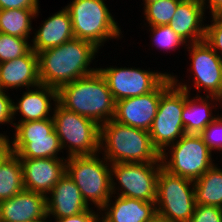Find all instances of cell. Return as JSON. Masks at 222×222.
I'll return each mask as SVG.
<instances>
[{"label": "cell", "mask_w": 222, "mask_h": 222, "mask_svg": "<svg viewBox=\"0 0 222 222\" xmlns=\"http://www.w3.org/2000/svg\"><path fill=\"white\" fill-rule=\"evenodd\" d=\"M100 51L93 43L74 37L60 46L37 53L41 84L58 90L94 73L98 70L95 58H99Z\"/></svg>", "instance_id": "cell-1"}, {"label": "cell", "mask_w": 222, "mask_h": 222, "mask_svg": "<svg viewBox=\"0 0 222 222\" xmlns=\"http://www.w3.org/2000/svg\"><path fill=\"white\" fill-rule=\"evenodd\" d=\"M57 102L99 126L114 118L116 102L99 70L57 90Z\"/></svg>", "instance_id": "cell-2"}, {"label": "cell", "mask_w": 222, "mask_h": 222, "mask_svg": "<svg viewBox=\"0 0 222 222\" xmlns=\"http://www.w3.org/2000/svg\"><path fill=\"white\" fill-rule=\"evenodd\" d=\"M99 153L112 163L161 162L149 131L114 119L100 125Z\"/></svg>", "instance_id": "cell-3"}, {"label": "cell", "mask_w": 222, "mask_h": 222, "mask_svg": "<svg viewBox=\"0 0 222 222\" xmlns=\"http://www.w3.org/2000/svg\"><path fill=\"white\" fill-rule=\"evenodd\" d=\"M107 0H72L66 4L75 38L93 43L100 50L112 40H122L124 30L111 13Z\"/></svg>", "instance_id": "cell-4"}, {"label": "cell", "mask_w": 222, "mask_h": 222, "mask_svg": "<svg viewBox=\"0 0 222 222\" xmlns=\"http://www.w3.org/2000/svg\"><path fill=\"white\" fill-rule=\"evenodd\" d=\"M184 51H187L185 56H188L190 62L186 70L189 73L186 75L188 81L170 72L173 83L192 95L217 97L222 94V58L204 40L187 44Z\"/></svg>", "instance_id": "cell-5"}, {"label": "cell", "mask_w": 222, "mask_h": 222, "mask_svg": "<svg viewBox=\"0 0 222 222\" xmlns=\"http://www.w3.org/2000/svg\"><path fill=\"white\" fill-rule=\"evenodd\" d=\"M100 153L66 158V174L79 188L85 202L101 209L113 195L111 164Z\"/></svg>", "instance_id": "cell-6"}, {"label": "cell", "mask_w": 222, "mask_h": 222, "mask_svg": "<svg viewBox=\"0 0 222 222\" xmlns=\"http://www.w3.org/2000/svg\"><path fill=\"white\" fill-rule=\"evenodd\" d=\"M13 126V135H8L6 139L11 152L20 159H66L59 137L54 129L53 118L14 122Z\"/></svg>", "instance_id": "cell-7"}, {"label": "cell", "mask_w": 222, "mask_h": 222, "mask_svg": "<svg viewBox=\"0 0 222 222\" xmlns=\"http://www.w3.org/2000/svg\"><path fill=\"white\" fill-rule=\"evenodd\" d=\"M160 159L165 170L192 181L198 180L219 160L199 134H184L160 153Z\"/></svg>", "instance_id": "cell-8"}, {"label": "cell", "mask_w": 222, "mask_h": 222, "mask_svg": "<svg viewBox=\"0 0 222 222\" xmlns=\"http://www.w3.org/2000/svg\"><path fill=\"white\" fill-rule=\"evenodd\" d=\"M52 118L66 158L99 153L100 126L94 120L67 110L58 102Z\"/></svg>", "instance_id": "cell-9"}, {"label": "cell", "mask_w": 222, "mask_h": 222, "mask_svg": "<svg viewBox=\"0 0 222 222\" xmlns=\"http://www.w3.org/2000/svg\"><path fill=\"white\" fill-rule=\"evenodd\" d=\"M155 204L156 212L169 222H189L196 206L194 181L161 167Z\"/></svg>", "instance_id": "cell-10"}, {"label": "cell", "mask_w": 222, "mask_h": 222, "mask_svg": "<svg viewBox=\"0 0 222 222\" xmlns=\"http://www.w3.org/2000/svg\"><path fill=\"white\" fill-rule=\"evenodd\" d=\"M161 167V162L112 163V193L155 203L158 173Z\"/></svg>", "instance_id": "cell-11"}, {"label": "cell", "mask_w": 222, "mask_h": 222, "mask_svg": "<svg viewBox=\"0 0 222 222\" xmlns=\"http://www.w3.org/2000/svg\"><path fill=\"white\" fill-rule=\"evenodd\" d=\"M107 65L105 67L99 63L98 70L105 78L115 102L153 91L170 74V70H154L150 67L144 69L130 64L127 65L130 67Z\"/></svg>", "instance_id": "cell-12"}, {"label": "cell", "mask_w": 222, "mask_h": 222, "mask_svg": "<svg viewBox=\"0 0 222 222\" xmlns=\"http://www.w3.org/2000/svg\"><path fill=\"white\" fill-rule=\"evenodd\" d=\"M184 104L185 90L174 83L161 95L156 116L149 130L152 144L159 153L185 134L182 122Z\"/></svg>", "instance_id": "cell-13"}, {"label": "cell", "mask_w": 222, "mask_h": 222, "mask_svg": "<svg viewBox=\"0 0 222 222\" xmlns=\"http://www.w3.org/2000/svg\"><path fill=\"white\" fill-rule=\"evenodd\" d=\"M173 84L169 74L153 91L116 102L114 120L149 131L156 116L161 95Z\"/></svg>", "instance_id": "cell-14"}, {"label": "cell", "mask_w": 222, "mask_h": 222, "mask_svg": "<svg viewBox=\"0 0 222 222\" xmlns=\"http://www.w3.org/2000/svg\"><path fill=\"white\" fill-rule=\"evenodd\" d=\"M21 96L12 99L13 122L37 121L52 118L57 103V89L39 84L20 90ZM16 99V100H15ZM19 117V118H17ZM19 119V120H17Z\"/></svg>", "instance_id": "cell-15"}, {"label": "cell", "mask_w": 222, "mask_h": 222, "mask_svg": "<svg viewBox=\"0 0 222 222\" xmlns=\"http://www.w3.org/2000/svg\"><path fill=\"white\" fill-rule=\"evenodd\" d=\"M24 189L47 196L66 174V159H20Z\"/></svg>", "instance_id": "cell-16"}, {"label": "cell", "mask_w": 222, "mask_h": 222, "mask_svg": "<svg viewBox=\"0 0 222 222\" xmlns=\"http://www.w3.org/2000/svg\"><path fill=\"white\" fill-rule=\"evenodd\" d=\"M46 196L23 189L0 202V222H46Z\"/></svg>", "instance_id": "cell-17"}, {"label": "cell", "mask_w": 222, "mask_h": 222, "mask_svg": "<svg viewBox=\"0 0 222 222\" xmlns=\"http://www.w3.org/2000/svg\"><path fill=\"white\" fill-rule=\"evenodd\" d=\"M39 84L41 82L38 55L33 49L21 57L0 63V89L8 92L17 91L18 89L32 88Z\"/></svg>", "instance_id": "cell-18"}, {"label": "cell", "mask_w": 222, "mask_h": 222, "mask_svg": "<svg viewBox=\"0 0 222 222\" xmlns=\"http://www.w3.org/2000/svg\"><path fill=\"white\" fill-rule=\"evenodd\" d=\"M206 15L204 5L199 0H182L169 26L187 44L197 43L205 39Z\"/></svg>", "instance_id": "cell-19"}, {"label": "cell", "mask_w": 222, "mask_h": 222, "mask_svg": "<svg viewBox=\"0 0 222 222\" xmlns=\"http://www.w3.org/2000/svg\"><path fill=\"white\" fill-rule=\"evenodd\" d=\"M74 38L71 16L64 6L50 14L37 28H33L31 49L39 53L48 48L57 47Z\"/></svg>", "instance_id": "cell-20"}, {"label": "cell", "mask_w": 222, "mask_h": 222, "mask_svg": "<svg viewBox=\"0 0 222 222\" xmlns=\"http://www.w3.org/2000/svg\"><path fill=\"white\" fill-rule=\"evenodd\" d=\"M47 218H66L91 208L74 181L65 174L46 196Z\"/></svg>", "instance_id": "cell-21"}, {"label": "cell", "mask_w": 222, "mask_h": 222, "mask_svg": "<svg viewBox=\"0 0 222 222\" xmlns=\"http://www.w3.org/2000/svg\"><path fill=\"white\" fill-rule=\"evenodd\" d=\"M156 213V204L153 202L113 194L100 209V221L146 222Z\"/></svg>", "instance_id": "cell-22"}, {"label": "cell", "mask_w": 222, "mask_h": 222, "mask_svg": "<svg viewBox=\"0 0 222 222\" xmlns=\"http://www.w3.org/2000/svg\"><path fill=\"white\" fill-rule=\"evenodd\" d=\"M218 114L216 96L192 95L185 91L182 111L185 134H200L218 117Z\"/></svg>", "instance_id": "cell-23"}, {"label": "cell", "mask_w": 222, "mask_h": 222, "mask_svg": "<svg viewBox=\"0 0 222 222\" xmlns=\"http://www.w3.org/2000/svg\"><path fill=\"white\" fill-rule=\"evenodd\" d=\"M217 162L194 181L196 205L222 208V165Z\"/></svg>", "instance_id": "cell-24"}, {"label": "cell", "mask_w": 222, "mask_h": 222, "mask_svg": "<svg viewBox=\"0 0 222 222\" xmlns=\"http://www.w3.org/2000/svg\"><path fill=\"white\" fill-rule=\"evenodd\" d=\"M40 10L41 8L39 10H0V33L30 38L33 34V20L36 21L39 18Z\"/></svg>", "instance_id": "cell-25"}, {"label": "cell", "mask_w": 222, "mask_h": 222, "mask_svg": "<svg viewBox=\"0 0 222 222\" xmlns=\"http://www.w3.org/2000/svg\"><path fill=\"white\" fill-rule=\"evenodd\" d=\"M24 189L20 158L10 153L0 164V202Z\"/></svg>", "instance_id": "cell-26"}, {"label": "cell", "mask_w": 222, "mask_h": 222, "mask_svg": "<svg viewBox=\"0 0 222 222\" xmlns=\"http://www.w3.org/2000/svg\"><path fill=\"white\" fill-rule=\"evenodd\" d=\"M150 33L149 40L151 48L155 47L154 49L160 50L161 53L165 54L170 53L173 51L180 49L185 50L187 47V43L180 38L171 28L169 25H162V26H141ZM148 27V28H147ZM181 46V48H180ZM183 48V49H182Z\"/></svg>", "instance_id": "cell-27"}, {"label": "cell", "mask_w": 222, "mask_h": 222, "mask_svg": "<svg viewBox=\"0 0 222 222\" xmlns=\"http://www.w3.org/2000/svg\"><path fill=\"white\" fill-rule=\"evenodd\" d=\"M182 0H160L147 4L143 8L144 23L141 26H162L169 25L176 12L178 4Z\"/></svg>", "instance_id": "cell-28"}, {"label": "cell", "mask_w": 222, "mask_h": 222, "mask_svg": "<svg viewBox=\"0 0 222 222\" xmlns=\"http://www.w3.org/2000/svg\"><path fill=\"white\" fill-rule=\"evenodd\" d=\"M31 49V38L0 33V63L25 55Z\"/></svg>", "instance_id": "cell-29"}, {"label": "cell", "mask_w": 222, "mask_h": 222, "mask_svg": "<svg viewBox=\"0 0 222 222\" xmlns=\"http://www.w3.org/2000/svg\"><path fill=\"white\" fill-rule=\"evenodd\" d=\"M207 19L204 41L222 58V14L210 15Z\"/></svg>", "instance_id": "cell-30"}, {"label": "cell", "mask_w": 222, "mask_h": 222, "mask_svg": "<svg viewBox=\"0 0 222 222\" xmlns=\"http://www.w3.org/2000/svg\"><path fill=\"white\" fill-rule=\"evenodd\" d=\"M199 135L217 158L222 157V118L218 116Z\"/></svg>", "instance_id": "cell-31"}, {"label": "cell", "mask_w": 222, "mask_h": 222, "mask_svg": "<svg viewBox=\"0 0 222 222\" xmlns=\"http://www.w3.org/2000/svg\"><path fill=\"white\" fill-rule=\"evenodd\" d=\"M12 94L10 95V92L4 91L0 89V127L2 129V125L6 126L8 128H13L14 122H13V116H12ZM12 125V126H11ZM10 126V127H9ZM3 132V133H2ZM0 131V138H7L8 135H11L10 131Z\"/></svg>", "instance_id": "cell-32"}, {"label": "cell", "mask_w": 222, "mask_h": 222, "mask_svg": "<svg viewBox=\"0 0 222 222\" xmlns=\"http://www.w3.org/2000/svg\"><path fill=\"white\" fill-rule=\"evenodd\" d=\"M189 222H222V208L196 205Z\"/></svg>", "instance_id": "cell-33"}, {"label": "cell", "mask_w": 222, "mask_h": 222, "mask_svg": "<svg viewBox=\"0 0 222 222\" xmlns=\"http://www.w3.org/2000/svg\"><path fill=\"white\" fill-rule=\"evenodd\" d=\"M100 210L89 208L84 212L66 218H47L46 222H99Z\"/></svg>", "instance_id": "cell-34"}, {"label": "cell", "mask_w": 222, "mask_h": 222, "mask_svg": "<svg viewBox=\"0 0 222 222\" xmlns=\"http://www.w3.org/2000/svg\"><path fill=\"white\" fill-rule=\"evenodd\" d=\"M39 0H0V10L7 9H40Z\"/></svg>", "instance_id": "cell-35"}, {"label": "cell", "mask_w": 222, "mask_h": 222, "mask_svg": "<svg viewBox=\"0 0 222 222\" xmlns=\"http://www.w3.org/2000/svg\"><path fill=\"white\" fill-rule=\"evenodd\" d=\"M205 8L207 15L222 14V0H199ZM209 10V11H208Z\"/></svg>", "instance_id": "cell-36"}, {"label": "cell", "mask_w": 222, "mask_h": 222, "mask_svg": "<svg viewBox=\"0 0 222 222\" xmlns=\"http://www.w3.org/2000/svg\"><path fill=\"white\" fill-rule=\"evenodd\" d=\"M11 153L7 139L0 138V164Z\"/></svg>", "instance_id": "cell-37"}, {"label": "cell", "mask_w": 222, "mask_h": 222, "mask_svg": "<svg viewBox=\"0 0 222 222\" xmlns=\"http://www.w3.org/2000/svg\"><path fill=\"white\" fill-rule=\"evenodd\" d=\"M146 222H169L164 216L156 213Z\"/></svg>", "instance_id": "cell-38"}, {"label": "cell", "mask_w": 222, "mask_h": 222, "mask_svg": "<svg viewBox=\"0 0 222 222\" xmlns=\"http://www.w3.org/2000/svg\"><path fill=\"white\" fill-rule=\"evenodd\" d=\"M217 102H218V113H220V114H218V116L220 117V118H222V94H220L219 96H217ZM220 109V110H219ZM219 111H221V112H219Z\"/></svg>", "instance_id": "cell-39"}, {"label": "cell", "mask_w": 222, "mask_h": 222, "mask_svg": "<svg viewBox=\"0 0 222 222\" xmlns=\"http://www.w3.org/2000/svg\"><path fill=\"white\" fill-rule=\"evenodd\" d=\"M155 1H160V0H142L141 5L143 6L142 9L149 3L155 2Z\"/></svg>", "instance_id": "cell-40"}]
</instances>
